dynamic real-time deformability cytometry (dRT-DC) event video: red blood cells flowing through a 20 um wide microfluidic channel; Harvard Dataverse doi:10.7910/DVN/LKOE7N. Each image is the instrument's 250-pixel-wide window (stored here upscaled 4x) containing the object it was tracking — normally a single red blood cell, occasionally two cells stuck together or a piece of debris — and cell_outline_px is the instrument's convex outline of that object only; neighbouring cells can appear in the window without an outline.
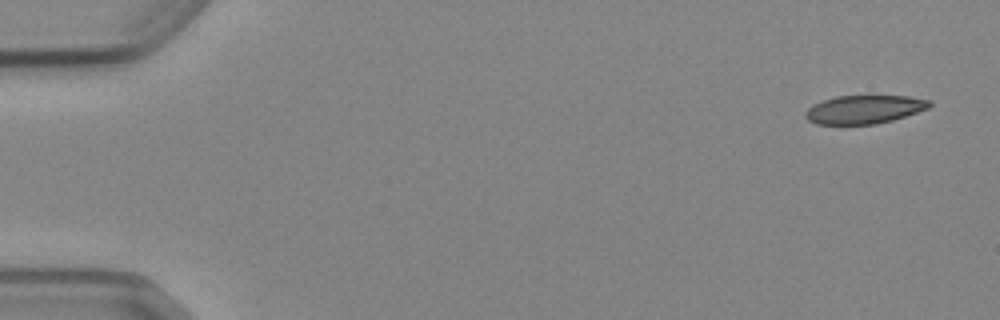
{"species": "Egyptian fruit bat (a non-hibernating species)", "species_latin": "Rousettus aegyptiacus", "temperature_condition": "cold", "stored_images_in_passage": 5, "camera_frame_rate_fps": 3000, "um_per_image_px": 0.085, "animal": {"sex": "female"}, "frame": {"image": 1, "passage_image": 1, "time_ms": 0.0, "image_size_px": [1000, 320], "cell_outline_px": [[932, 104], [928, 108], [892, 120], [876, 124], [816, 124], [808, 120], [804, 116], [804, 112], [812, 104], [836, 96], [908, 96], [932, 100]], "centroid_in_image_um": [73.44, 9.3], "position_along_channel_um": 11.6, "area_um2": 20.52}}
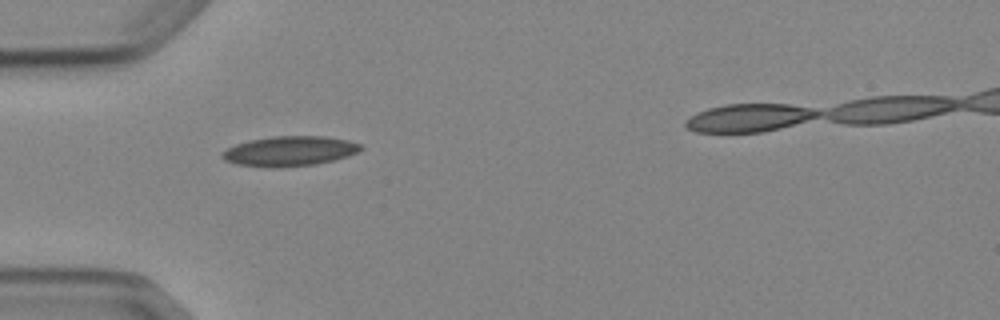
{"frame": {"image": 2, "passage_image": 5, "time_ms": 4.667, "image_size_px": [1000, 320], "cell_outline_px": [[364, 148], [348, 156], [316, 164], [276, 168], [268, 168], [236, 164], [224, 160], [220, 156], [220, 152], [236, 144], [252, 140], [272, 136], [324, 136], [348, 140], [360, 144]], "centroid_in_image_um": [24.59, 12.85], "position_along_channel_um": 60.4, "area_um2": 24.22}}